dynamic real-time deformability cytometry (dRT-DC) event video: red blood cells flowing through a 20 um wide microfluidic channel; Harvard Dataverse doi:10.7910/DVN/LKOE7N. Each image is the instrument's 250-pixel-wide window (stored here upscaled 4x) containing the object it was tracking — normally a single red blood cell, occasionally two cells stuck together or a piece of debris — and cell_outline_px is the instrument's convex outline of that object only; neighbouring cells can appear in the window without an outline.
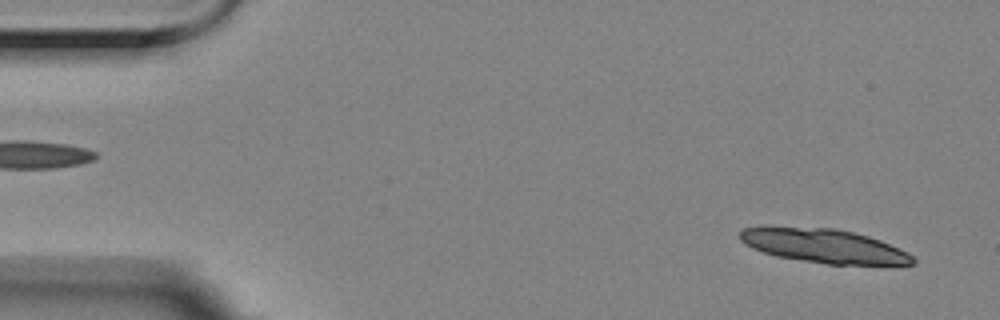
{"species": "Egyptian fruit bat (a non-hibernating species)", "species_latin": "Rousettus aegyptiacus", "temperature_condition": "room temperature", "stored_images_in_passage": 9, "camera_frame_rate_fps": 3000, "um_per_image_px": 0.085, "animal": {"sex": "female"}, "frame": {"image": 1, "passage_image": 2, "time_ms": 0.333, "image_size_px": [1000, 320], "cell_outline_px": [[916, 264], [828, 264], [776, 256], [752, 248], [744, 244], [740, 240], [740, 228], [764, 224], [836, 228], [868, 236], [880, 240], [908, 252], [916, 260]], "centroid_in_image_um": [69.92, 20.85], "position_along_channel_um": 15.1, "area_um2": 34.85}}